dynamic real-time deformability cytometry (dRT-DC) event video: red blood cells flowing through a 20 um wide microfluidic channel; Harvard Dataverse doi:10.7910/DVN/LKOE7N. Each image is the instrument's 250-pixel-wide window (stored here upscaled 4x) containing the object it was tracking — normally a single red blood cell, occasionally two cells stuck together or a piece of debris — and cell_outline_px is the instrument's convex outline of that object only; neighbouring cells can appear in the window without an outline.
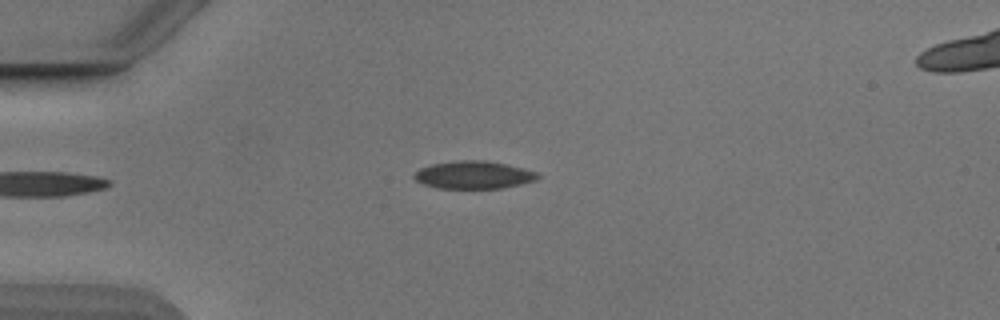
{"species": "Egyptian fruit bat (a non-hibernating species)", "species_latin": "Rousettus aegyptiacus", "temperature_condition": "cold", "stored_images_in_passage": 40, "camera_frame_rate_fps": 3000, "um_per_image_px": 0.085, "animal": {"sex": "male"}, "frame": {"image": 1, "passage_image": 1, "time_ms": 0.0, "image_size_px": [1000, 320], "cell_outline_px": [[540, 176], [536, 180], [504, 188], [436, 188], [424, 184], [416, 180], [412, 176], [420, 168], [432, 164], [460, 160], [484, 160], [504, 164], [536, 172]], "centroid_in_image_um": [40.23, 14.87], "position_along_channel_um": 44.8, "area_um2": 19.71}}
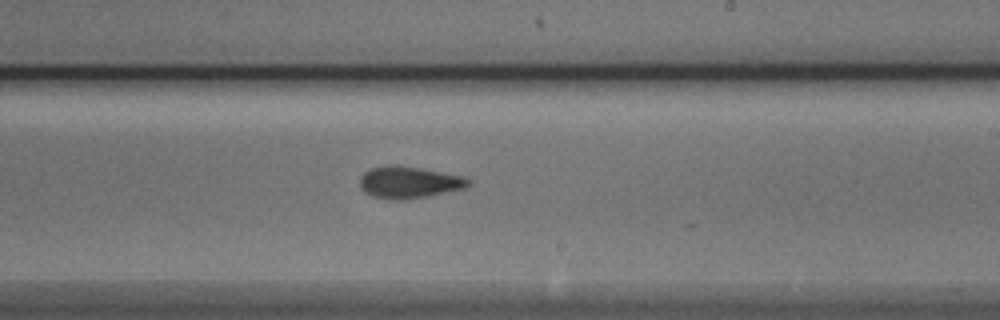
{"frame": {"image": 2, "passage_image": 19, "time_ms": 6.0, "image_size_px": [1000, 320], "cell_outline_px": [[472, 184], [464, 188], [428, 196], [404, 200], [388, 200], [372, 196], [360, 188], [360, 176], [368, 168], [388, 164], [392, 164], [420, 168], [464, 176], [472, 180]], "centroid_in_image_um": [34.75, 15.49], "position_along_channel_um": 254.3, "area_um2": 20.46}}
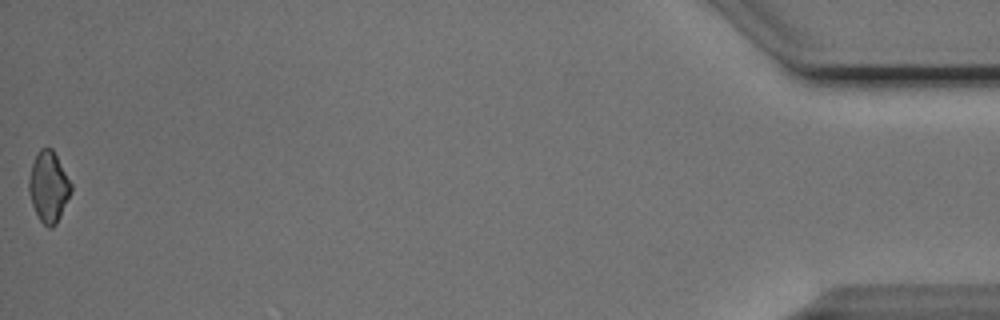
{"frame": {"image": 3, "passage_image": 40, "time_ms": 13.0, "image_size_px": [1000, 320], "cell_outline_px": [[72, 192], [56, 224], [52, 228], [48, 228], [40, 220], [32, 204], [28, 192], [28, 180], [32, 164], [40, 148], [52, 148], [72, 184]], "centroid_in_image_um": [4.13, 15.89], "position_along_channel_um": 431.1, "area_um2": 17.28}, "authors_computed_cell_mechanics": {"area_um2": 19.4786, "velocity_mm_per_s": 3.8837, "shape_relaxation_time_tau1_ms": 7.2352, "shape_relaxation_time_tau2_ms": null, "deformation_change_tau1": 0.148, "deformation_change_tau2": null}}